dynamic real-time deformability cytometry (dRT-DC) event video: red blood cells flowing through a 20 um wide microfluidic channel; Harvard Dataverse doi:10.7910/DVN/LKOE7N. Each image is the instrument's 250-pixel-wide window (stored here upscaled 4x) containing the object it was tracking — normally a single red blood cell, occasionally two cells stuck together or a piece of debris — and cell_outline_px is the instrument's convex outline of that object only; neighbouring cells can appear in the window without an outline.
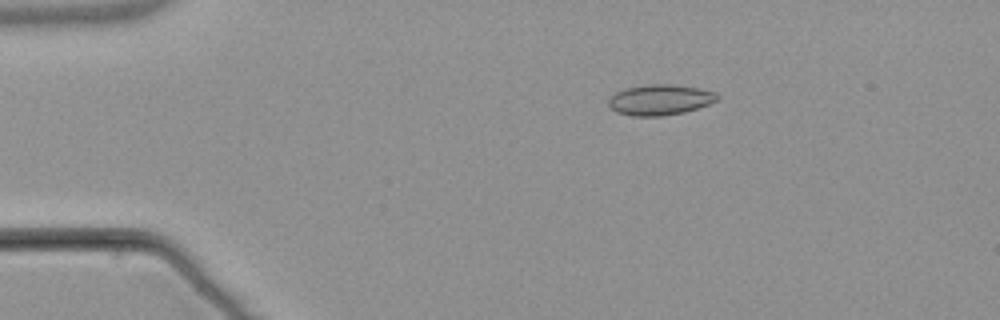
{"species": "common noctule bat (a hibernating species)", "species_latin": "Nyctalus noctula", "temperature_condition": "warm", "stored_images_in_passage": 48, "camera_frame_rate_fps": 3000, "um_per_image_px": 0.085, "animal": {"sex": "male", "body_mass_g": 21.5, "forearm_length_mm": 52.0}, "frame": {"image": 1, "passage_image": 4, "time_ms": 1.0, "image_size_px": [1000, 320], "cell_outline_px": [[720, 96], [716, 100], [708, 104], [684, 112], [660, 116], [632, 116], [616, 112], [608, 104], [608, 100], [616, 92], [624, 88], [652, 84], [672, 84], [696, 88], [716, 92]], "centroid_in_image_um": [56.08, 8.48], "position_along_channel_um": 28.9, "area_um2": 19.19}}
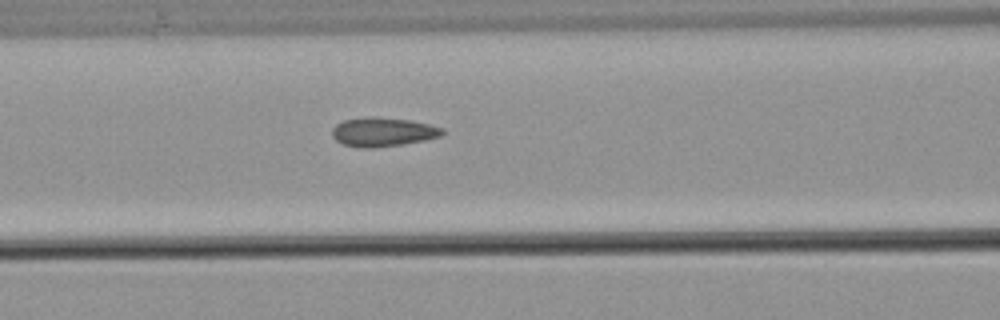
{"frame": {"image": 2, "passage_image": 17, "time_ms": 5.333, "image_size_px": [1000, 320], "cell_outline_px": [[444, 132], [440, 136], [424, 140], [400, 144], [372, 148], [364, 148], [344, 144], [336, 140], [332, 136], [332, 128], [336, 124], [344, 120], [368, 116], [376, 116], [408, 120], [428, 124], [444, 128]], "centroid_in_image_um": [32.52, 11.2], "position_along_channel_um": 134.1, "area_um2": 18.5}}
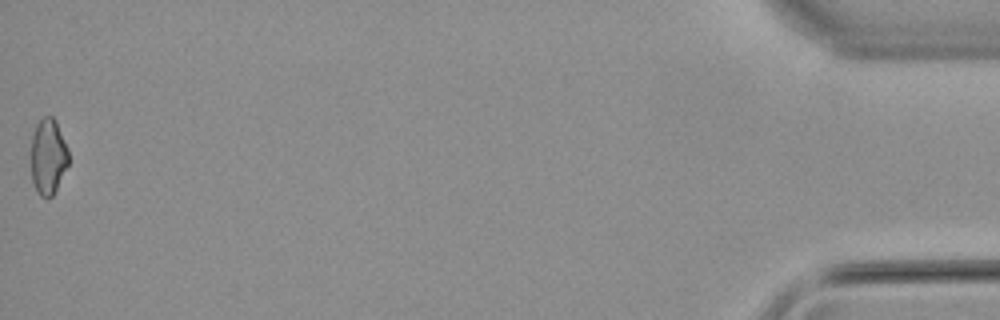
{"frame": {"image": 3, "passage_image": 48, "time_ms": 15.667, "image_size_px": [1000, 320], "cell_outline_px": [[68, 164], [52, 196], [48, 200], [40, 196], [32, 180], [32, 136], [36, 124], [44, 116], [52, 116], [56, 120], [68, 148]], "centroid_in_image_um": [4.1, 13.29], "position_along_channel_um": 431.1, "area_um2": 16.42}, "authors_computed_cell_mechanics": {"area_um2": 17.8891, "velocity_mm_per_s": 3.8294, "shape_relaxation_time_tau1_ms": null, "shape_relaxation_time_tau2_ms": 2.9141, "deformation_change_tau1": null, "deformation_change_tau2": 0.0762}}